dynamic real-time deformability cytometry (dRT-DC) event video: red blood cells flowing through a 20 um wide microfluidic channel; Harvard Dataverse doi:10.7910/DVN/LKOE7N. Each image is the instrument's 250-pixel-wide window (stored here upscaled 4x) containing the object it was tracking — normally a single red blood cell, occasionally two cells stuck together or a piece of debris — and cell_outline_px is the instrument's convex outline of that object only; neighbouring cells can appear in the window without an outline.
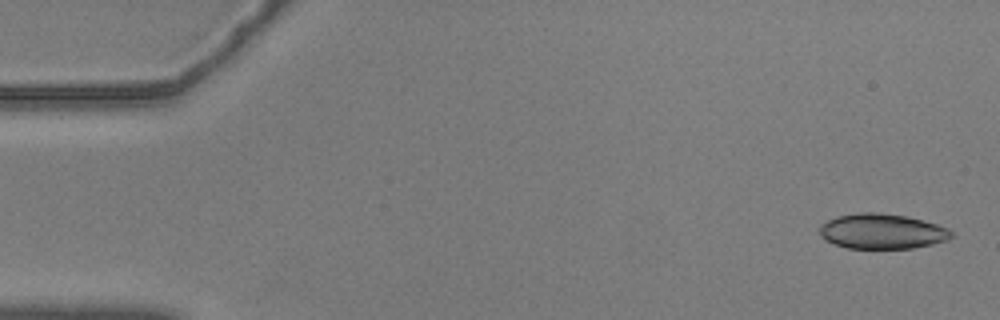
{"species": "common noctule bat (a hibernating species)", "species_latin": "Nyctalus noctula", "temperature_condition": "warm", "stored_images_in_passage": 56, "camera_frame_rate_fps": 3000, "um_per_image_px": 0.085, "animal": {"sex": "male", "body_mass_g": 20.5, "forearm_length_mm": 52.5}, "frame": {"image": 1, "passage_image": 2, "time_ms": 0.333, "image_size_px": [1000, 320], "cell_outline_px": [[952, 236], [948, 240], [932, 244], [912, 248], [848, 248], [824, 240], [820, 236], [820, 224], [836, 216], [860, 212], [880, 212], [908, 216], [936, 224], [948, 228], [952, 232]], "centroid_in_image_um": [74.96, 19.65], "position_along_channel_um": 10.0, "area_um2": 27.05}}
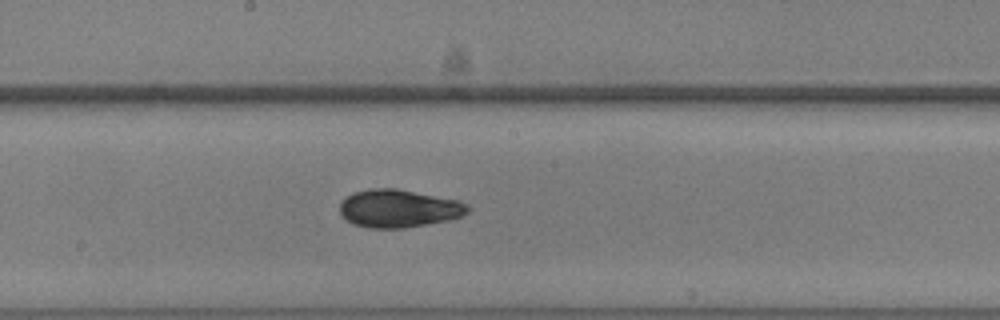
{"frame": {"image": 2, "passage_image": 30, "time_ms": 9.667, "image_size_px": [1000, 320], "cell_outline_px": [[472, 208], [468, 212], [460, 216], [448, 220], [404, 228], [368, 228], [356, 224], [348, 220], [340, 212], [340, 204], [352, 192], [372, 188], [396, 188], [460, 200], [468, 204]], "centroid_in_image_um": [33.93, 17.71], "position_along_channel_um": 214.3, "area_um2": 28.21}}
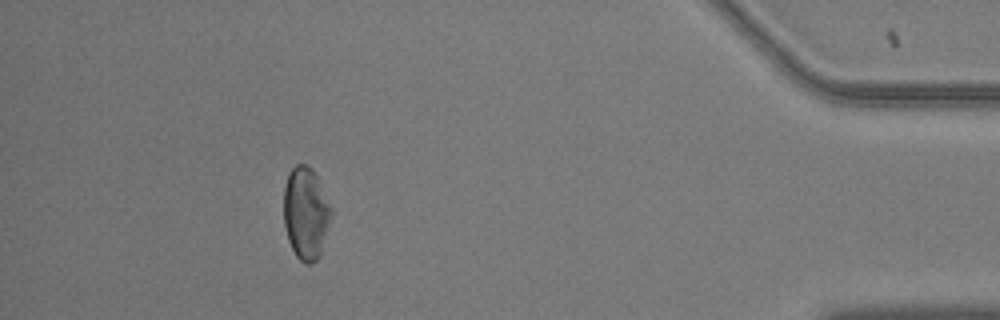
{"frame": {"image": 3, "passage_image": 51, "time_ms": 16.667, "image_size_px": [1000, 320], "cell_outline_px": [[332, 212], [320, 256], [312, 264], [304, 264], [296, 256], [288, 240], [284, 224], [284, 188], [288, 176], [292, 168], [296, 164], [304, 164], [312, 168], [332, 208]], "centroid_in_image_um": [25.99, 18.15], "position_along_channel_um": 409.2, "area_um2": 25.37}, "authors_computed_cell_mechanics": {"area_um2": 27.3394, "velocity_mm_per_s": 3.5662, "shape_relaxation_time_tau1_ms": 2.4186, "shape_relaxation_time_tau2_ms": 6.195, "deformation_change_tau1": 0.1161, "deformation_change_tau2": 0.0925}}